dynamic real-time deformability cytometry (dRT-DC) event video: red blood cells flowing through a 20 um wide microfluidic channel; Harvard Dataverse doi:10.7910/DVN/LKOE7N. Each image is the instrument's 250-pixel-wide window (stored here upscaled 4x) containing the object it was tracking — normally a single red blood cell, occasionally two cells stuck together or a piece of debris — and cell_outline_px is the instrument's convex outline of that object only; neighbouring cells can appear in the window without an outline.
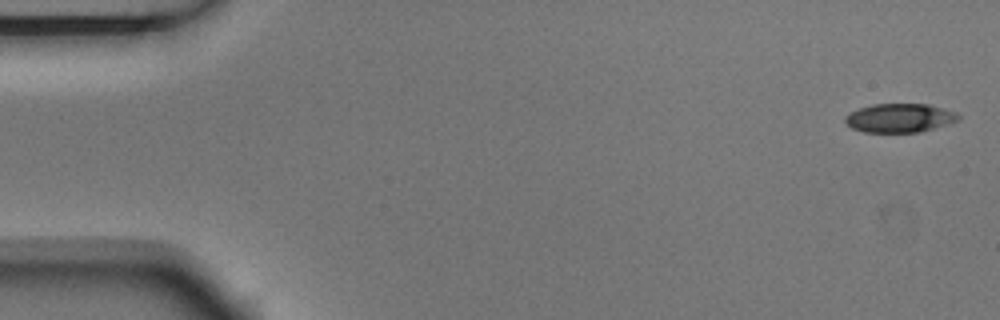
{"species": "Egyptian fruit bat (a non-hibernating species)", "species_latin": "Rousettus aegyptiacus", "temperature_condition": "room temperature", "stored_images_in_passage": 4, "camera_frame_rate_fps": 3000, "um_per_image_px": 0.085, "animal": {"sex": "male"}, "frame": {"image": 1, "passage_image": 1, "time_ms": 0.0, "image_size_px": [1000, 320], "cell_outline_px": [[960, 120], [948, 124], [920, 132], [864, 132], [852, 128], [844, 120], [844, 116], [848, 112], [872, 104], [928, 104], [944, 108], [956, 112], [960, 116]], "centroid_in_image_um": [76.48, 10.02], "position_along_channel_um": 8.5, "area_um2": 19.13}}
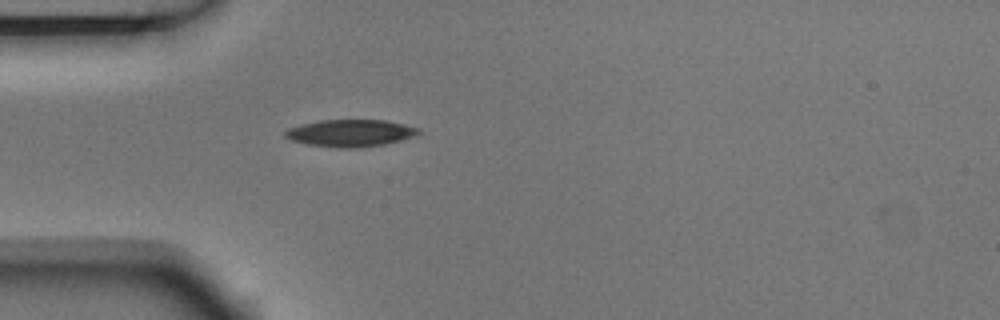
{"frame": {"image": 2, "passage_image": 4, "time_ms": 1.0, "image_size_px": [1000, 320], "cell_outline_px": [[420, 132], [416, 136], [384, 144], [364, 148], [340, 148], [308, 144], [292, 140], [284, 136], [284, 132], [288, 128], [300, 124], [320, 120], [388, 120], [420, 128]], "centroid_in_image_um": [29.8, 11.31], "position_along_channel_um": 55.2, "area_um2": 21.21}}